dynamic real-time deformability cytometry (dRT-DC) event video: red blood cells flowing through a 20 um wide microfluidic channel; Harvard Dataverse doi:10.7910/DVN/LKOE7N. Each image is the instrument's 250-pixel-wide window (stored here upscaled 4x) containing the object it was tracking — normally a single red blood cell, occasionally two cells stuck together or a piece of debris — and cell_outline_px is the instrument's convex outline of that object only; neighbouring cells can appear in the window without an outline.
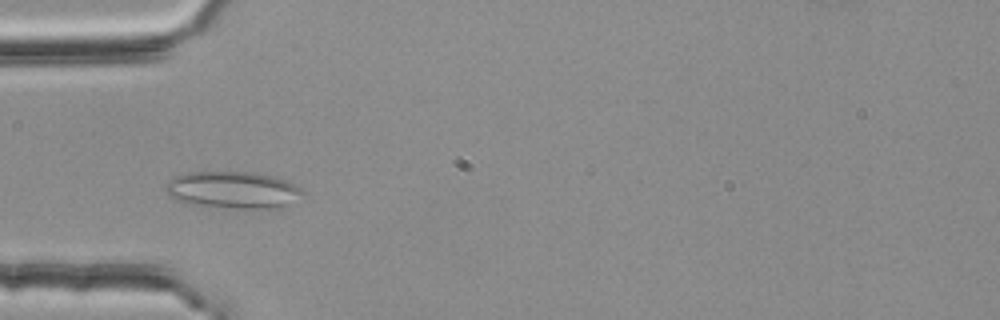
{"species": "common noctule bat (a hibernating species)", "species_latin": "Nyctalus noctula", "temperature_condition": "room temperature", "stored_images_in_passage": 39, "camera_frame_rate_fps": 3000, "um_per_image_px": 0.085, "animal": {"sex": "female", "body_mass_g": 25.1}, "frame": {"image": 1, "passage_image": 5, "time_ms": 1.333, "image_size_px": [1000, 320], "cell_outline_px": [[304, 192], [288, 208], [236, 208], [188, 204], [176, 200], [168, 196], [164, 192], [164, 184], [168, 180], [176, 176], [188, 172], [256, 172], [272, 176], [296, 184]], "centroid_in_image_um": [19.78, 16.15], "position_along_channel_um": 65.2, "area_um2": 29.94}}
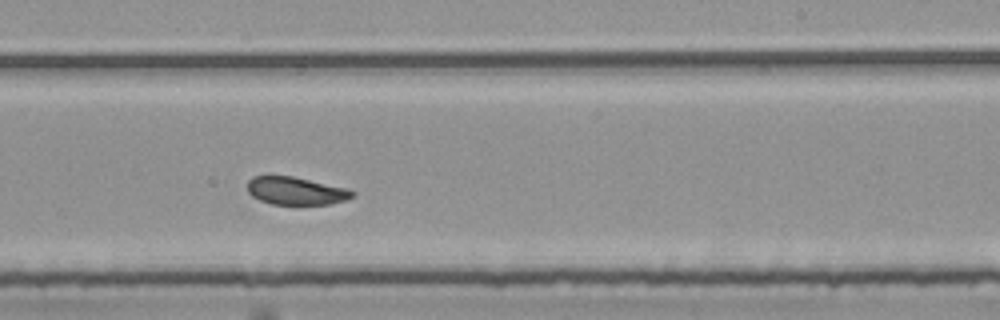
{"frame": {"image": 2, "passage_image": 21, "time_ms": 6.667, "image_size_px": [1000, 320], "cell_outline_px": [[356, 196], [344, 200], [328, 204], [272, 204], [260, 200], [252, 196], [248, 192], [248, 180], [252, 176], [292, 176], [348, 188], [356, 192]], "centroid_in_image_um": [25.17, 16.22], "position_along_channel_um": 263.8, "area_um2": 16.99}}
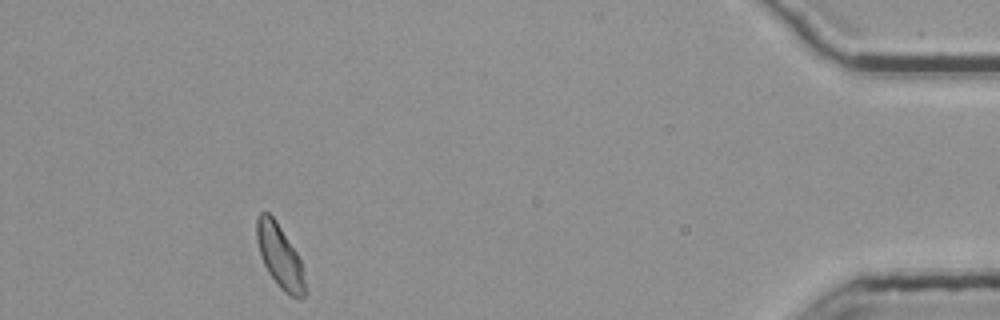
{"frame": {"image": 3, "passage_image": 38, "time_ms": 12.333, "image_size_px": [1000, 320], "cell_outline_px": [[308, 292], [300, 300], [284, 292], [280, 288], [268, 272], [264, 264], [256, 240], [256, 220], [260, 212], [268, 212], [276, 220], [296, 252], [304, 268]], "centroid_in_image_um": [23.82, 21.83], "position_along_channel_um": 411.4, "area_um2": 18.09}, "authors_computed_cell_mechanics": {"area_um2": 17.918, "velocity_mm_per_s": 3.7405, "shape_relaxation_time_tau1_ms": null, "shape_relaxation_time_tau2_ms": 1.6539, "deformation_change_tau1": null, "deformation_change_tau2": 0.0715}}